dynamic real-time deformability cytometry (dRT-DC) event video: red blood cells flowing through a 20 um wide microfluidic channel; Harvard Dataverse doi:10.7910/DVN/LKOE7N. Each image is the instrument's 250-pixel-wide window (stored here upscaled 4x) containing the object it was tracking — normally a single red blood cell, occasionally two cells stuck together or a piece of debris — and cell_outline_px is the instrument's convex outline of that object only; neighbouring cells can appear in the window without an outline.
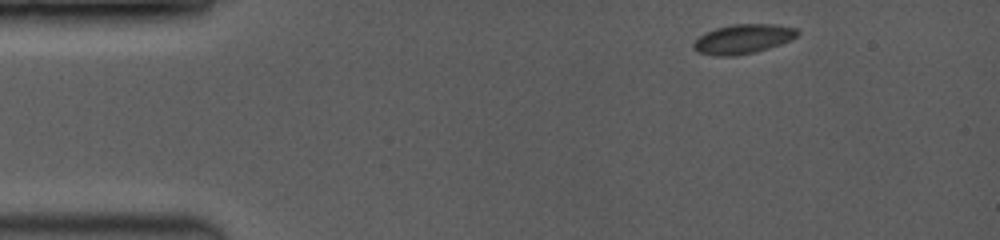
{"species": "common noctule bat (a hibernating species)", "species_latin": "Nyctalus noctula", "temperature_condition": "room temperature", "stored_images_in_passage": 4, "camera_frame_rate_fps": 3500, "um_per_image_px": 0.085, "animal": {"sex": "female", "body_mass_g": 19.0, "forearm_length_mm": 53.3}, "frame": {"image": 1, "passage_image": 1, "time_ms": 0.0, "image_size_px": [1000, 240], "cell_outline_px": [[800, 32], [792, 40], [756, 52], [736, 56], [712, 56], [696, 52], [692, 48], [692, 44], [700, 36], [716, 28], [732, 24], [776, 24], [796, 28]], "centroid_in_image_um": [63.15, 3.33], "position_along_channel_um": 21.8, "area_um2": 17.98}}
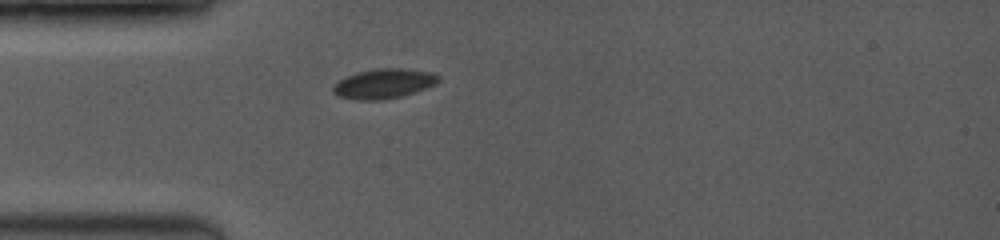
{"frame": {"image": 2, "passage_image": 4, "time_ms": 2.571, "image_size_px": [1000, 240], "cell_outline_px": [[440, 80], [436, 84], [400, 96], [384, 100], [356, 100], [336, 96], [332, 92], [332, 88], [340, 80], [356, 72], [376, 68], [400, 68], [432, 72], [440, 76]], "centroid_in_image_um": [32.6, 7.11], "position_along_channel_um": 52.4, "area_um2": 18.21}}